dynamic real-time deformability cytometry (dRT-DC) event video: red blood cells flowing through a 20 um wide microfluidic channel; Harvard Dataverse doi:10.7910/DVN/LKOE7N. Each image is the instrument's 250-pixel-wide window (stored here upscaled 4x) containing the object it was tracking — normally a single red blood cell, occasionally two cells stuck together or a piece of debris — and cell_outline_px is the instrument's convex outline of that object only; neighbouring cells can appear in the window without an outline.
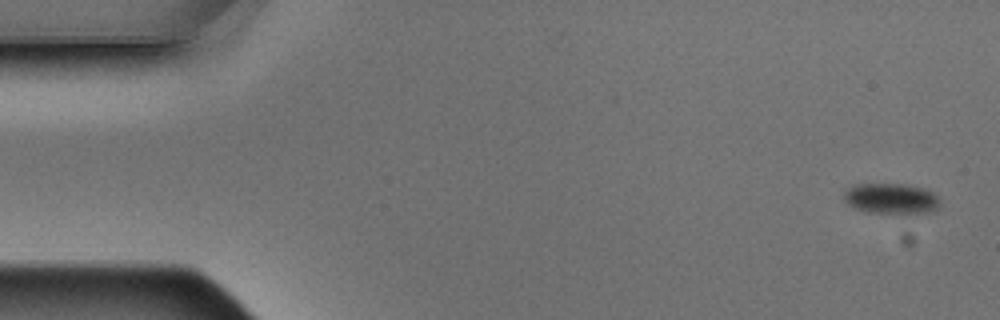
{"species": "Egyptian fruit bat (a non-hibernating species)", "species_latin": "Rousettus aegyptiacus", "temperature_condition": "warm", "stored_images_in_passage": 6, "camera_frame_rate_fps": 3000, "um_per_image_px": 0.085, "animal": {"sex": "male"}, "frame": {"image": 1, "passage_image": 1, "time_ms": 0.0, "image_size_px": [1000, 320], "cell_outline_px": [[940, 204], [936, 208], [928, 212], [868, 212], [856, 208], [848, 204], [844, 200], [844, 192], [852, 184], [904, 184], [920, 188], [932, 192], [940, 200]], "centroid_in_image_um": [75.7, 16.85], "position_along_channel_um": 9.3, "area_um2": 16.65}}